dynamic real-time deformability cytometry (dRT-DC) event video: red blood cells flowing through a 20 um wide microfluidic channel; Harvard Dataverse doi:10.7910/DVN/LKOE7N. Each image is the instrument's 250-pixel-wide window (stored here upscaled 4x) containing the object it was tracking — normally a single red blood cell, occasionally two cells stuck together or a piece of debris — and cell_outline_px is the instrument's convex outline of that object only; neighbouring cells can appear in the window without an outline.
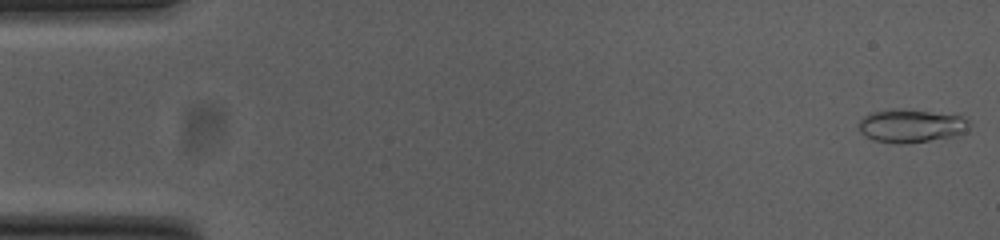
{"species": "common noctule bat (a hibernating species)", "species_latin": "Nyctalus noctula", "temperature_condition": "cold", "stored_images_in_passage": 53, "camera_frame_rate_fps": 3000, "um_per_image_px": 0.085, "animal": {"sex": "female", "body_mass_g": 23.0, "forearm_length_mm": 53.4}, "frame": {"image": 1, "passage_image": 1, "time_ms": 0.0, "image_size_px": [1000, 240], "cell_outline_px": [[972, 124], [964, 132], [956, 136], [904, 144], [900, 144], [872, 140], [864, 136], [860, 132], [860, 120], [864, 116], [872, 112], [892, 108], [896, 108], [960, 116], [968, 120]], "centroid_in_image_um": [77.42, 10.7], "position_along_channel_um": 7.6, "area_um2": 21.33}}
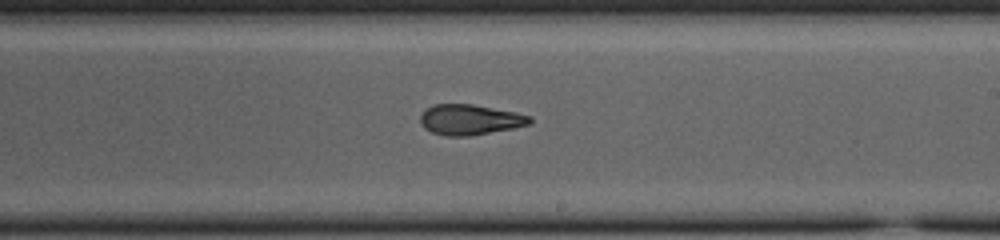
{"frame": {"image": 2, "passage_image": 31, "time_ms": 10.0, "image_size_px": [1000, 240], "cell_outline_px": [[532, 124], [512, 128], [468, 136], [448, 136], [432, 132], [424, 128], [420, 120], [420, 116], [424, 108], [432, 104], [472, 104], [516, 112], [532, 116]], "centroid_in_image_um": [39.94, 10.16], "position_along_channel_um": 249.1, "area_um2": 19.48}}
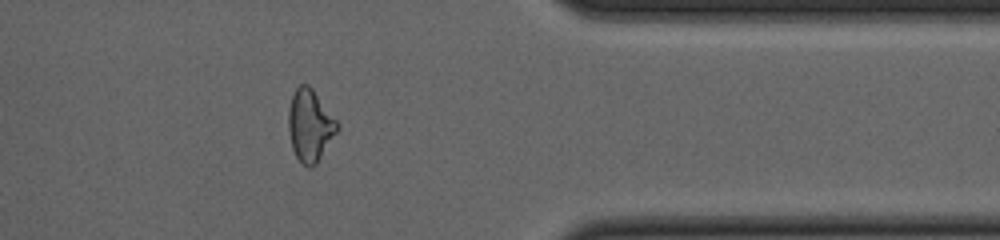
{"frame": {"image": 3, "passage_image": 43, "time_ms": 14.0, "image_size_px": [1000, 240], "cell_outline_px": [[340, 128], [316, 164], [312, 168], [308, 168], [296, 156], [292, 148], [288, 128], [288, 108], [292, 96], [296, 88], [300, 84], [308, 84], [312, 88], [340, 124]], "centroid_in_image_um": [26.36, 10.66], "position_along_channel_um": 385.0, "area_um2": 20.52}, "authors_computed_cell_mechanics": {"area_um2": 20.1144, "velocity_mm_per_s": 3.8047, "shape_relaxation_time_tau1_ms": null, "shape_relaxation_time_tau2_ms": 2.9388, "deformation_change_tau1": null, "deformation_change_tau2": 0.1184}}